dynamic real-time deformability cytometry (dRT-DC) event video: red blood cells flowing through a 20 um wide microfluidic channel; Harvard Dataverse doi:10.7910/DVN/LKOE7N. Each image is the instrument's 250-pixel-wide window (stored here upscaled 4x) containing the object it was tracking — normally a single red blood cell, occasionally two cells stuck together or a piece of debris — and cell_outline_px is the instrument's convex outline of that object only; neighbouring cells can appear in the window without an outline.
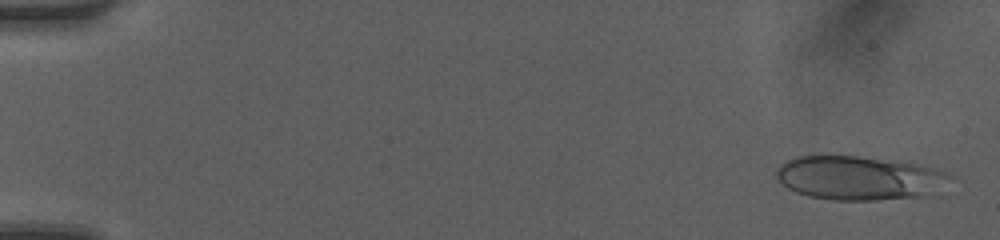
{"species": "human", "species_latin": "Homo sapiens", "temperature_condition": "room temperature", "stored_images_in_passage": 7, "camera_frame_rate_fps": 3000, "um_per_image_px": 0.085, "donor": {"sex": "female"}, "frame": {"image": 1, "passage_image": 1, "time_ms": 0.0, "image_size_px": [1000, 240], "cell_outline_px": [[948, 176], [924, 196], [872, 200], [832, 200], [808, 196], [796, 192], [788, 188], [776, 176], [776, 172], [780, 164], [796, 156], [856, 156], [896, 160], [932, 168], [948, 172]], "centroid_in_image_um": [72.89, 15.11], "position_along_channel_um": 12.1, "area_um2": 43.41}}
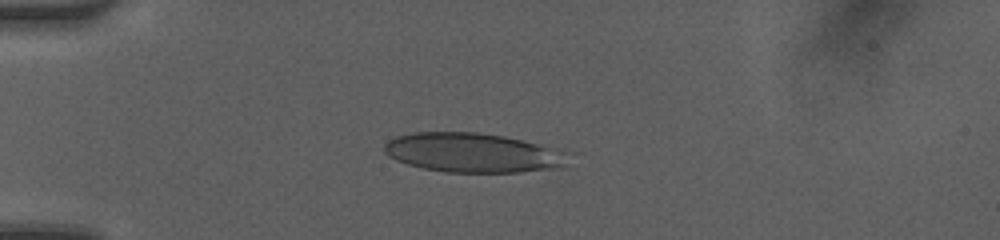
{"frame": {"image": 2, "passage_image": 5, "time_ms": 1.333, "image_size_px": [1000, 240], "cell_outline_px": [[576, 152], [568, 168], [520, 172], [444, 172], [424, 168], [408, 164], [396, 160], [384, 152], [384, 144], [388, 140], [396, 136], [412, 132], [476, 132], [504, 136]], "centroid_in_image_um": [40.38, 12.99], "position_along_channel_um": 44.6, "area_um2": 43.35}}
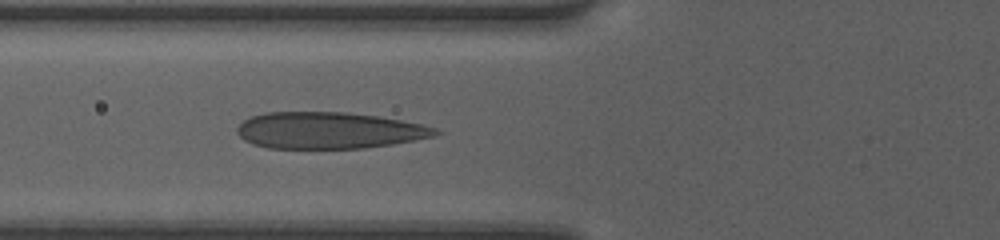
{"frame": {"image": 3, "passage_image": 7, "time_ms": 2.0, "image_size_px": [1000, 240], "cell_outline_px": [[440, 132], [436, 136], [392, 144], [364, 148], [268, 148], [252, 144], [244, 140], [236, 132], [236, 128], [244, 120], [252, 116], [268, 112], [348, 112], [376, 116], [400, 120], [420, 124], [436, 128]], "centroid_in_image_um": [27.94, 11.09], "position_along_channel_um": 97.9, "area_um2": 42.14}}